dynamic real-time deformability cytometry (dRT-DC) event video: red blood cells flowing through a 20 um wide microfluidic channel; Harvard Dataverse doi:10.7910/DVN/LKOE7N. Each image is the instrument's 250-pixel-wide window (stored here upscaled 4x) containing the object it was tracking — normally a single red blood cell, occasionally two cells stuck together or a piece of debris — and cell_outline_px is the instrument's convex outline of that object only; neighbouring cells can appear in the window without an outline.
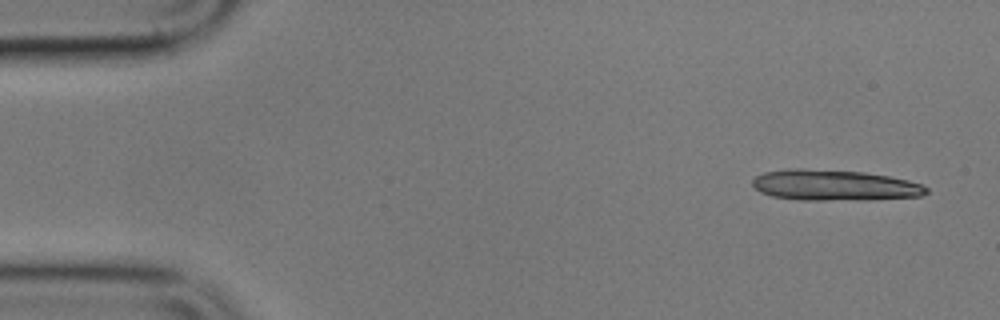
{"species": "common noctule bat (a hibernating species)", "species_latin": "Nyctalus noctula", "temperature_condition": "cold", "stored_images_in_passage": 4, "camera_frame_rate_fps": 3000, "um_per_image_px": 0.085, "animal": {"sex": "male", "body_mass_g": 17.9}, "frame": {"image": 1, "passage_image": 1, "time_ms": 0.0, "image_size_px": [1000, 320], "cell_outline_px": [[928, 192], [920, 196], [868, 200], [800, 200], [772, 196], [760, 192], [752, 184], [752, 180], [756, 176], [764, 172], [788, 168], [800, 168], [864, 172], [888, 176], [908, 180], [920, 184], [928, 188]], "centroid_in_image_um": [70.9, 15.74], "position_along_channel_um": 14.1, "area_um2": 31.33}}